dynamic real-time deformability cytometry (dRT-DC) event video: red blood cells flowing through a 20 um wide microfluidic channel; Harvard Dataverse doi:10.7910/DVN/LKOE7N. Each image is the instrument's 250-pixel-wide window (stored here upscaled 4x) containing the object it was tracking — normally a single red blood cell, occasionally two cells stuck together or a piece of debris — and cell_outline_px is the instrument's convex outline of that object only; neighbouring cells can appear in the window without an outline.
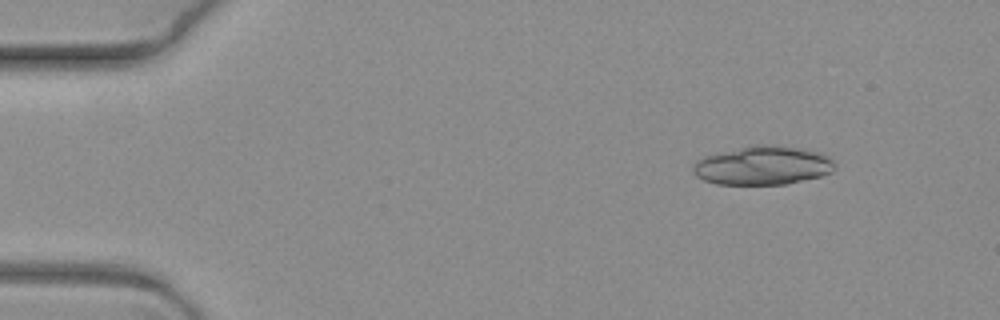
{"species": "common noctule bat (a hibernating species)", "species_latin": "Nyctalus noctula", "temperature_condition": "warm", "stored_images_in_passage": 6, "camera_frame_rate_fps": 3000, "um_per_image_px": 0.085, "animal": {"sex": "female", "body_mass_g": 19.3, "forearm_length_mm": 54.1}, "frame": {"image": 1, "passage_image": 2, "time_ms": 0.333, "image_size_px": [1000, 320], "cell_outline_px": [[836, 164], [832, 172], [820, 176], [788, 184], [716, 184], [704, 180], [696, 176], [692, 172], [692, 164], [696, 160], [704, 156], [756, 144], [776, 144], [820, 152], [828, 156]], "centroid_in_image_um": [64.83, 14.06], "position_along_channel_um": 20.2, "area_um2": 32.19}}